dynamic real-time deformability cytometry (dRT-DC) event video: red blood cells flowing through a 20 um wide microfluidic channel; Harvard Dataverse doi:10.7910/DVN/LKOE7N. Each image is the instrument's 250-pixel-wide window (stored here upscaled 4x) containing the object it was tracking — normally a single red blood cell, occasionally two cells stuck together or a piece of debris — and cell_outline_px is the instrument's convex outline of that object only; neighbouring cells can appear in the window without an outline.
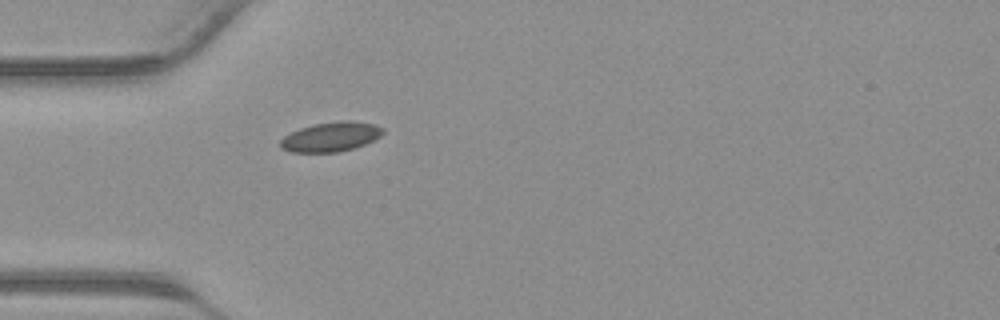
{"species": "common noctule bat (a hibernating species)", "species_latin": "Nyctalus noctula", "temperature_condition": "warm", "stored_images_in_passage": 25, "camera_frame_rate_fps": 3000, "um_per_image_px": 0.085, "animal": {"sex": "male", "body_mass_g": 23.1, "forearm_length_mm": 52.7}, "frame": {"image": 1, "passage_image": 1, "time_ms": 0.0, "image_size_px": [1000, 320], "cell_outline_px": [[384, 132], [380, 136], [356, 148], [336, 152], [292, 152], [280, 148], [280, 140], [284, 136], [300, 128], [316, 124], [344, 120], [352, 120], [376, 124], [384, 128]], "centroid_in_image_um": [28.14, 11.62], "position_along_channel_um": 56.9, "area_um2": 17.63}}
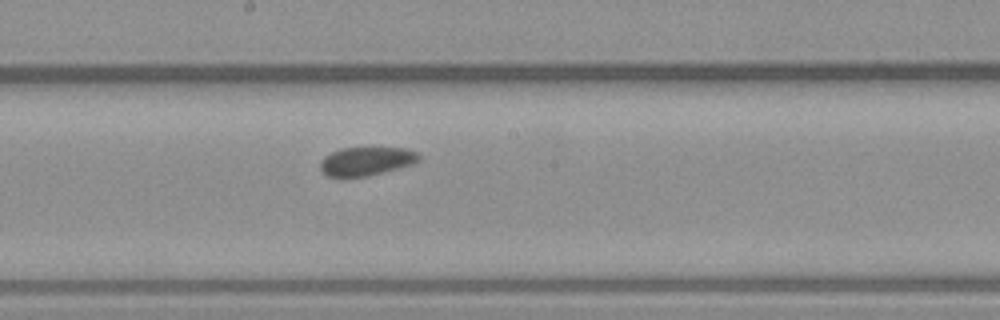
{"frame": {"image": 2, "passage_image": 11, "time_ms": 3.333, "image_size_px": [1000, 320], "cell_outline_px": [[420, 160], [412, 164], [368, 176], [328, 176], [320, 168], [320, 160], [324, 156], [340, 148], [408, 148], [416, 152], [420, 156]], "centroid_in_image_um": [31.14, 13.69], "position_along_channel_um": 217.1, "area_um2": 16.24}}
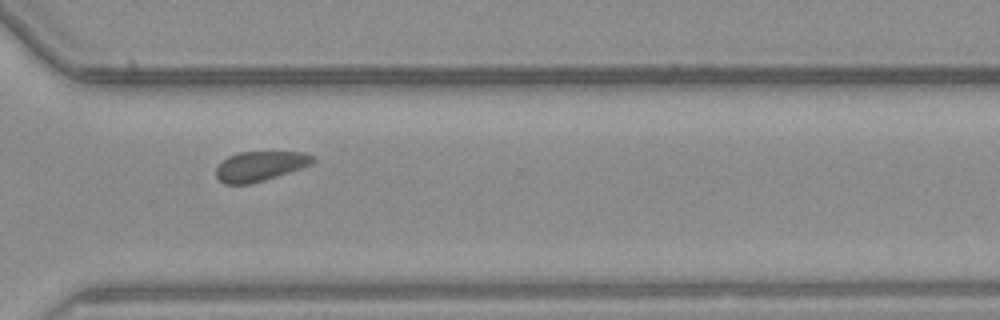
{"frame": {"image": 3, "passage_image": 19, "time_ms": 6.0, "image_size_px": [1000, 320], "cell_outline_px": [[316, 160], [312, 164], [264, 180], [248, 184], [224, 184], [216, 176], [216, 168], [228, 156], [240, 152], [304, 152], [316, 156]], "centroid_in_image_um": [22.13, 14.11], "position_along_channel_um": 348.5, "area_um2": 16.65}}